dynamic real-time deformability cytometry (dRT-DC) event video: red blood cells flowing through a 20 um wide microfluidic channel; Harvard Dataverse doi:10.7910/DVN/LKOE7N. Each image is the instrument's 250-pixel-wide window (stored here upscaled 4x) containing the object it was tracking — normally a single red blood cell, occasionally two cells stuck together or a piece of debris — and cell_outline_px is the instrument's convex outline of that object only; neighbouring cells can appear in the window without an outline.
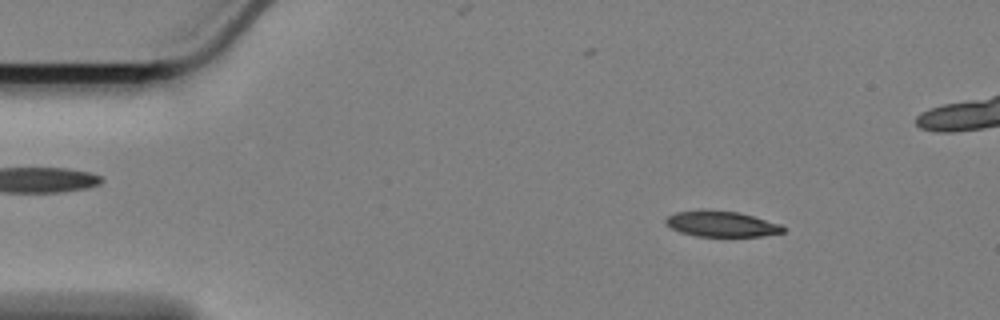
{"species": "Egyptian fruit bat (a non-hibernating species)", "species_latin": "Rousettus aegyptiacus", "temperature_condition": "cold", "stored_images_in_passage": 52, "camera_frame_rate_fps": 3000, "um_per_image_px": 0.085, "animal": {"sex": "female"}, "frame": {"image": 1, "passage_image": 1, "time_ms": 0.0, "image_size_px": [1000, 320], "cell_outline_px": [[784, 232], [764, 236], [696, 236], [680, 232], [668, 228], [664, 224], [664, 220], [668, 216], [676, 212], [696, 208], [700, 208], [740, 212], [780, 224], [784, 228]], "centroid_in_image_um": [61.24, 19.01], "position_along_channel_um": 23.8, "area_um2": 18.03}}
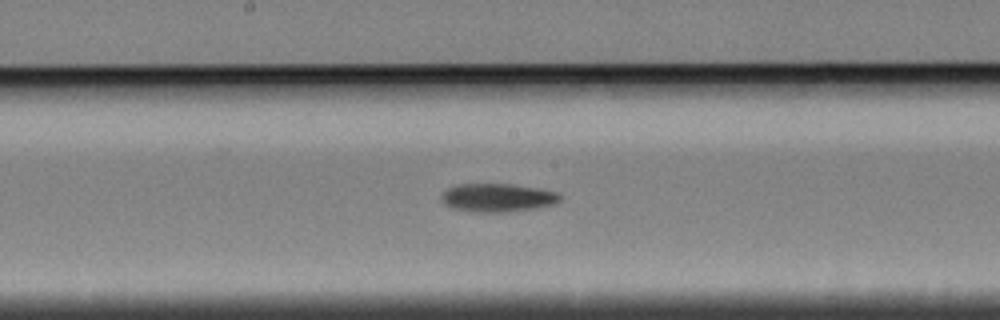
{"frame": {"image": 2, "passage_image": 23, "time_ms": 7.333, "image_size_px": [1000, 320], "cell_outline_px": [[560, 200], [556, 204], [536, 208], [500, 212], [480, 212], [452, 208], [444, 204], [440, 200], [440, 196], [448, 188], [456, 184], [512, 184], [540, 188], [560, 192]], "centroid_in_image_um": [42.31, 16.79], "position_along_channel_um": 205.9, "area_um2": 19.71}}
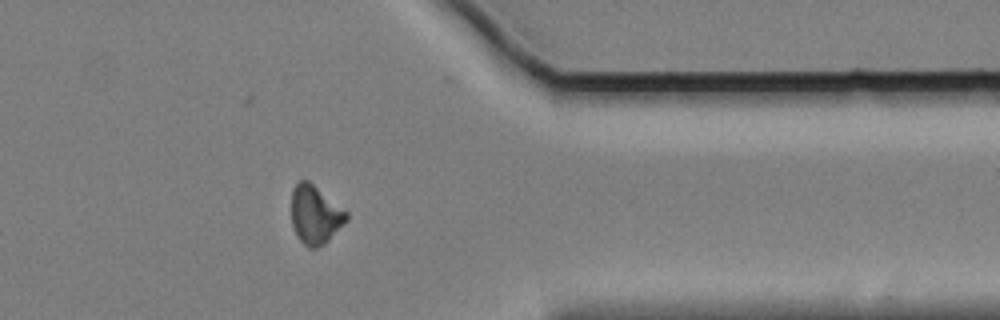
{"frame": {"image": 3, "passage_image": 40, "time_ms": 13.0, "image_size_px": [1000, 320], "cell_outline_px": [[348, 220], [324, 244], [316, 248], [308, 248], [300, 240], [292, 224], [292, 188], [300, 180], [308, 180], [348, 212]], "centroid_in_image_um": [26.8, 18.25], "position_along_channel_um": 384.6, "area_um2": 18.61}, "authors_computed_cell_mechanics": {"area_um2": 19.1607, "velocity_mm_per_s": 3.3854, "shape_relaxation_time_tau1_ms": 8.8888, "shape_relaxation_time_tau2_ms": null, "deformation_change_tau1": 0.1869, "deformation_change_tau2": null}}